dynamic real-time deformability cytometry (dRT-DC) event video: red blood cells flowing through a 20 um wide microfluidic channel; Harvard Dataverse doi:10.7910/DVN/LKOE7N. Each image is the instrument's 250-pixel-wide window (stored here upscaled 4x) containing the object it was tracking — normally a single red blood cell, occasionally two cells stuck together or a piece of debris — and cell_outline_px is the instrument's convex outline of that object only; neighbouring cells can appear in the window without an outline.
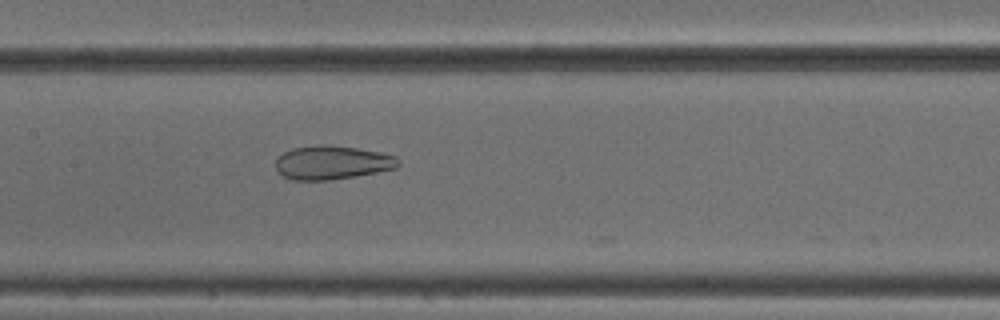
{"species": "common noctule bat (a hibernating species)", "species_latin": "Nyctalus noctula", "temperature_condition": "cold", "stored_images_in_passage": 26, "camera_frame_rate_fps": 3000, "um_per_image_px": 0.085, "animal": {"sex": "male", "body_mass_g": 18.8}, "frame": {"image": 1, "passage_image": 25, "time_ms": 8.0, "image_size_px": [1000, 320], "cell_outline_px": [[400, 164], [396, 168], [356, 176], [328, 180], [292, 180], [276, 172], [276, 160], [284, 152], [292, 148], [312, 144], [328, 144], [356, 148], [380, 152], [396, 156], [400, 160]], "centroid_in_image_um": [28.22, 13.8], "position_along_channel_um": 179.2, "area_um2": 24.33}}